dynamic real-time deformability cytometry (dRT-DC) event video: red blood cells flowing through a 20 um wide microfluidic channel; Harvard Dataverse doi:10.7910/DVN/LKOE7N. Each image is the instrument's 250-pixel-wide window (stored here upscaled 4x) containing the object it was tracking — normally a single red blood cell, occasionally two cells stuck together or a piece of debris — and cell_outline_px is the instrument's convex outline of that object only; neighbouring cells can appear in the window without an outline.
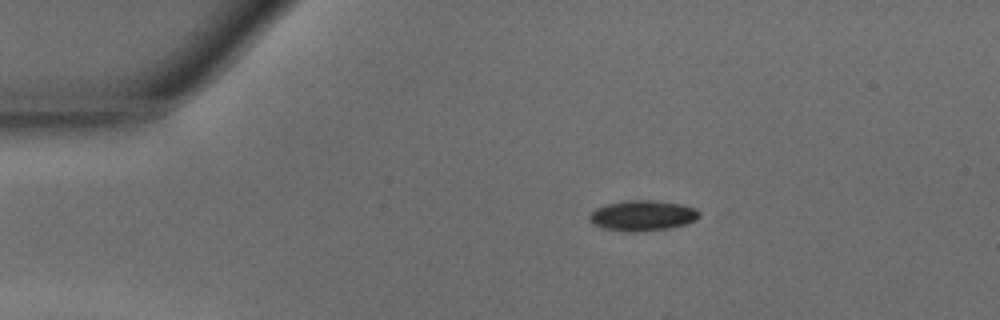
{"species": "common noctule bat (a hibernating species)", "species_latin": "Nyctalus noctula", "temperature_condition": "warm", "stored_images_in_passage": 46, "camera_frame_rate_fps": 3000, "um_per_image_px": 0.085, "animal": {"sex": "male", "body_mass_g": 15.6}, "frame": {"image": 1, "passage_image": 8, "time_ms": 2.333, "image_size_px": [1000, 320], "cell_outline_px": [[700, 216], [696, 220], [688, 224], [672, 228], [632, 232], [604, 228], [592, 224], [588, 220], [588, 216], [596, 208], [608, 204], [624, 200], [652, 200], [680, 204], [696, 208], [700, 212]], "centroid_in_image_um": [54.64, 18.32], "position_along_channel_um": 30.4, "area_um2": 19.59}}
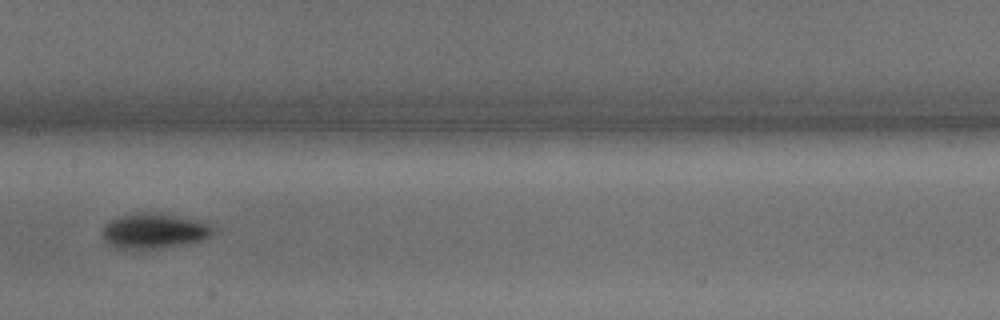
{"frame": {"image": 2, "passage_image": 23, "time_ms": 7.333, "image_size_px": [1000, 320], "cell_outline_px": [[220, 232], [212, 236], [200, 240], [180, 244], [156, 248], [116, 248], [104, 240], [104, 228], [112, 220], [120, 216], [136, 212], [144, 212], [172, 216], [204, 224], [216, 228]], "centroid_in_image_um": [13.1, 19.64], "position_along_channel_um": 194.3, "area_um2": 21.68}}
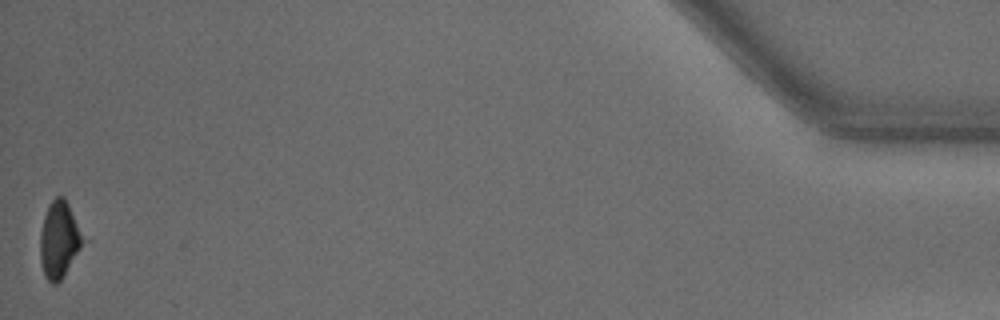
{"frame": {"image": 3, "passage_image": 46, "time_ms": 15.0, "image_size_px": [1000, 320], "cell_outline_px": [[88, 240], [60, 280], [56, 284], [52, 284], [44, 276], [40, 260], [40, 232], [44, 216], [48, 204], [56, 196], [64, 196]], "centroid_in_image_um": [5.07, 20.36], "position_along_channel_um": 430.1, "area_um2": 19.65}, "authors_computed_cell_mechanics": {"area_um2": 20.2011, "velocity_mm_per_s": 4.2994, "shape_relaxation_time_tau1_ms": 5.3806, "shape_relaxation_time_tau2_ms": null, "deformation_change_tau1": 0.2041, "deformation_change_tau2": null}}